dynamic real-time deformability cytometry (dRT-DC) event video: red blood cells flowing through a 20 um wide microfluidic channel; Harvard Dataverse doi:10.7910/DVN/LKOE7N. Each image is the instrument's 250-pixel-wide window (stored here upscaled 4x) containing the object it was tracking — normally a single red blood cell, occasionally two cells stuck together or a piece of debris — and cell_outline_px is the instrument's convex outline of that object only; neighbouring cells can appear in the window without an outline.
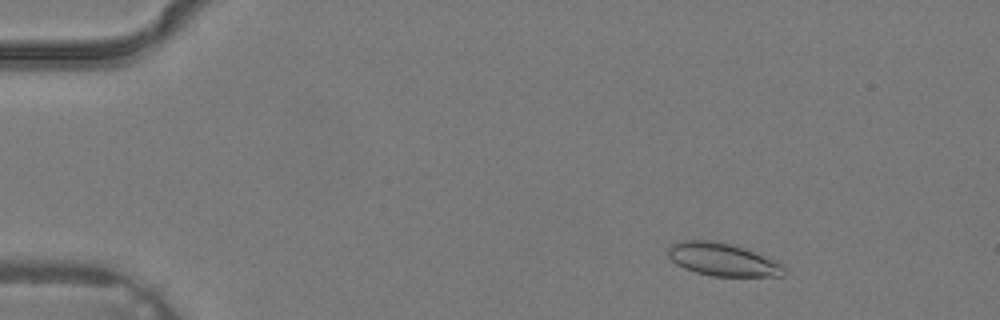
{"species": "common noctule bat (a hibernating species)", "species_latin": "Nyctalus noctula", "temperature_condition": "warm", "stored_images_in_passage": 3, "camera_frame_rate_fps": 3000, "um_per_image_px": 0.085, "animal": {"sex": "male", "body_mass_g": 19.2, "forearm_length_mm": 51.8}, "frame": {"image": 1, "passage_image": 1, "time_ms": 0.0, "image_size_px": [1000, 320], "cell_outline_px": [[788, 272], [784, 276], [712, 276], [696, 272], [684, 268], [676, 264], [668, 256], [668, 248], [672, 244], [680, 240], [712, 240], [732, 244], [744, 248], [784, 264]], "centroid_in_image_um": [61.44, 22.06], "position_along_channel_um": 23.6, "area_um2": 22.37}}